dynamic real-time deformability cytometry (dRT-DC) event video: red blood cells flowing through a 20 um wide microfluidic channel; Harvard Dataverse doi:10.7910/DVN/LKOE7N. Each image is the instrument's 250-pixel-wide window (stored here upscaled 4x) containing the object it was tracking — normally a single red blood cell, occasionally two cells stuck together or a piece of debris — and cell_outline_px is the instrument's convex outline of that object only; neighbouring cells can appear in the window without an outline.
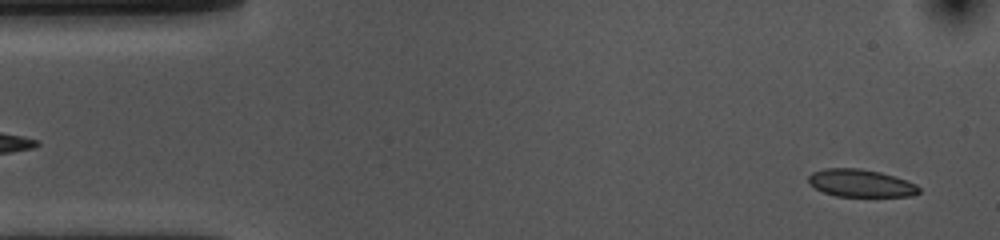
{"species": "common noctule bat (a hibernating species)", "species_latin": "Nyctalus noctula", "temperature_condition": "cold", "stored_images_in_passage": 53, "camera_frame_rate_fps": 3000, "um_per_image_px": 0.085, "animal": {"sex": "female", "body_mass_g": 10.0, "forearm_length_mm": 53.1}, "frame": {"image": 1, "passage_image": 2, "time_ms": 0.333, "image_size_px": [1000, 240], "cell_outline_px": [[920, 192], [912, 196], [836, 196], [824, 192], [816, 188], [808, 180], [808, 176], [812, 172], [824, 168], [860, 168], [880, 172], [916, 184], [920, 188]], "centroid_in_image_um": [73.15, 15.56], "position_along_channel_um": 11.8, "area_um2": 17.57}}
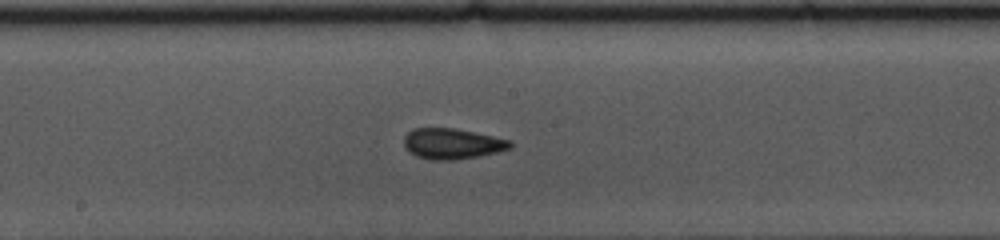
{"frame": {"image": 2, "passage_image": 26, "time_ms": 8.333, "image_size_px": [1000, 240], "cell_outline_px": [[512, 148], [480, 156], [452, 160], [432, 160], [416, 156], [408, 152], [404, 148], [404, 136], [412, 128], [456, 128], [512, 140]], "centroid_in_image_um": [38.42, 12.21], "position_along_channel_um": 209.8, "area_um2": 19.19}}
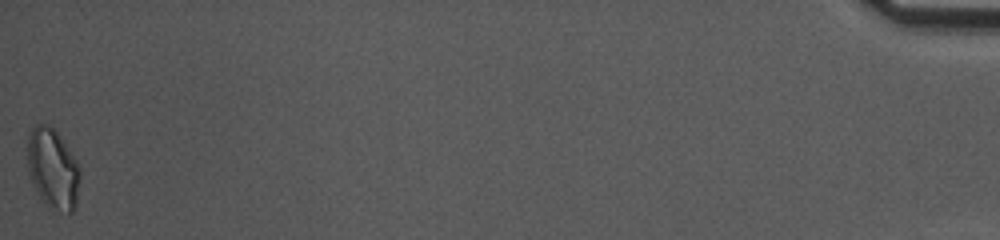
{"frame": {"image": 3, "passage_image": 53, "time_ms": 17.333, "image_size_px": [1000, 240], "cell_outline_px": [[80, 180], [76, 208], [72, 212], [60, 212], [48, 208], [44, 204], [32, 184], [28, 172], [28, 132], [36, 124], [48, 124], [60, 136], [76, 160], [80, 168]], "centroid_in_image_um": [4.5, 14.38], "position_along_channel_um": 430.7, "area_um2": 24.91}, "authors_computed_cell_mechanics": {"area_um2": 18.5538, "velocity_mm_per_s": 3.6238, "shape_relaxation_time_tau1_ms": null, "shape_relaxation_time_tau2_ms": 3.9849, "deformation_change_tau1": null, "deformation_change_tau2": 0.0705}}